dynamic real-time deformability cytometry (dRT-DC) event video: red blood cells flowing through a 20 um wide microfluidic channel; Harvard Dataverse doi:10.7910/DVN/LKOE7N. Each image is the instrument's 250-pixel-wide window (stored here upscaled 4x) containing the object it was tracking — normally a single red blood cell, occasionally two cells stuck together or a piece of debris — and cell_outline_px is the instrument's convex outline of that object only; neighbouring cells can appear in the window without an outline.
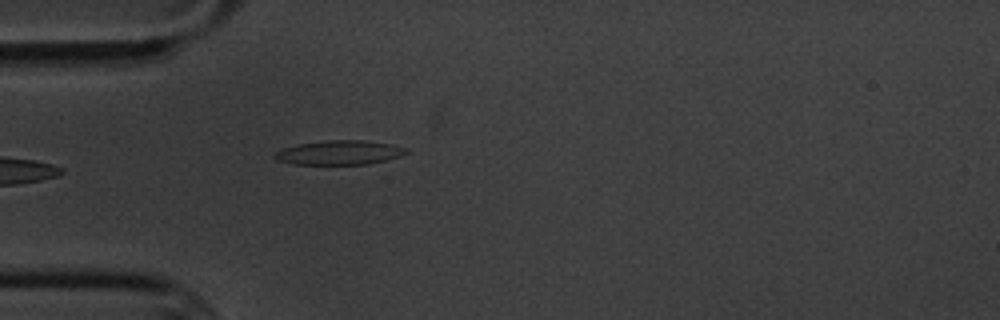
{"species": "common noctule bat (a hibernating species)", "species_latin": "Nyctalus noctula", "temperature_condition": "cold", "stored_images_in_passage": 5, "camera_frame_rate_fps": 3000, "um_per_image_px": 0.085, "animal": {"sex": "male", "body_mass_g": 20.1, "forearm_length_mm": 53.5}, "frame": {"image": 1, "passage_image": 5, "time_ms": 5.333, "image_size_px": [1000, 320], "cell_outline_px": [[408, 152], [384, 160], [368, 164], [292, 164], [276, 160], [272, 156], [276, 152], [284, 148], [300, 144], [328, 140], [364, 140], [392, 144], [408, 148]], "centroid_in_image_um": [28.83, 12.97], "position_along_channel_um": 56.2, "area_um2": 18.38}}